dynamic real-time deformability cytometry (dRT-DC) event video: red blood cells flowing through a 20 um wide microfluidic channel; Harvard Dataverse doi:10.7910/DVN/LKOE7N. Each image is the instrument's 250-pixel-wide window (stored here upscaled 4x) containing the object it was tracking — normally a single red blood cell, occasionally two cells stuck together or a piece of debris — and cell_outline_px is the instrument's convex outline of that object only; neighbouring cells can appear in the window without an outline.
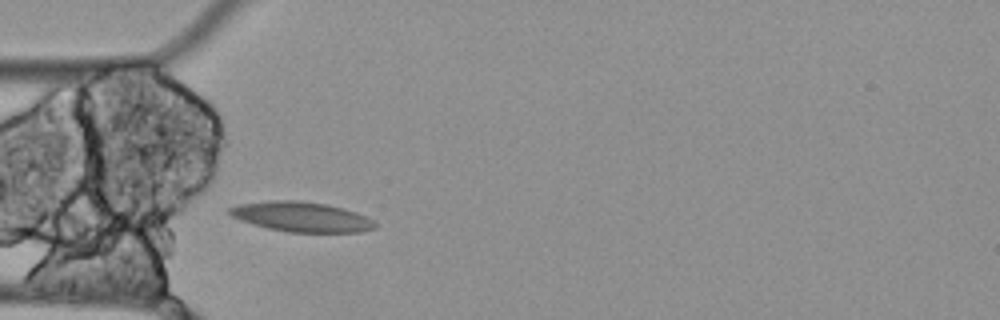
{"species": "Egyptian fruit bat (a non-hibernating species)", "species_latin": "Rousettus aegyptiacus", "temperature_condition": "cold", "stored_images_in_passage": 2, "camera_frame_rate_fps": 3000, "um_per_image_px": 0.085, "animal": {"sex": "female"}, "frame": {"image": 1, "passage_image": 2, "time_ms": 0.333, "image_size_px": [1000, 320], "cell_outline_px": [[376, 228], [360, 232], [288, 232], [268, 228], [252, 224], [240, 220], [232, 216], [228, 212], [228, 208], [240, 204], [272, 200], [300, 200], [324, 204], [344, 208], [356, 212], [376, 220]], "centroid_in_image_um": [25.66, 18.43], "position_along_channel_um": 59.3, "area_um2": 25.43}}